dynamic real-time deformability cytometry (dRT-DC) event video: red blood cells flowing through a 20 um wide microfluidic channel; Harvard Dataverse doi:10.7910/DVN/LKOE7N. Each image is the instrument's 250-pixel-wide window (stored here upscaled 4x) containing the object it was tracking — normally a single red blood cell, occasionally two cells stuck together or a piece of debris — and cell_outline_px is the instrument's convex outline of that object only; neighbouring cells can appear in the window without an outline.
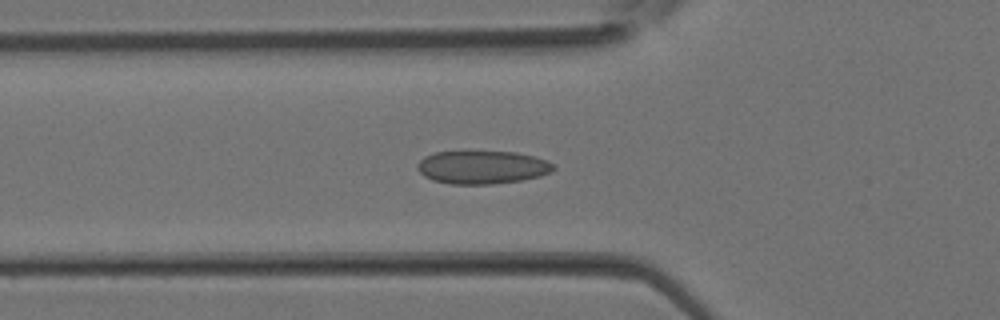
{"species": "Egyptian fruit bat (a non-hibernating species)", "species_latin": "Rousettus aegyptiacus", "temperature_condition": "room temperature", "stored_images_in_passage": 35, "camera_frame_rate_fps": 3000, "um_per_image_px": 0.085, "animal": {"sex": "female"}, "frame": {"image": 1, "passage_image": 13, "time_ms": 4.0, "image_size_px": [1000, 320], "cell_outline_px": [[556, 168], [552, 172], [540, 176], [524, 180], [492, 184], [452, 184], [432, 180], [424, 176], [416, 168], [416, 164], [424, 156], [436, 152], [516, 152], [536, 156], [548, 160], [556, 164]], "centroid_in_image_um": [41.04, 14.22], "position_along_channel_um": 84.8, "area_um2": 26.59}}
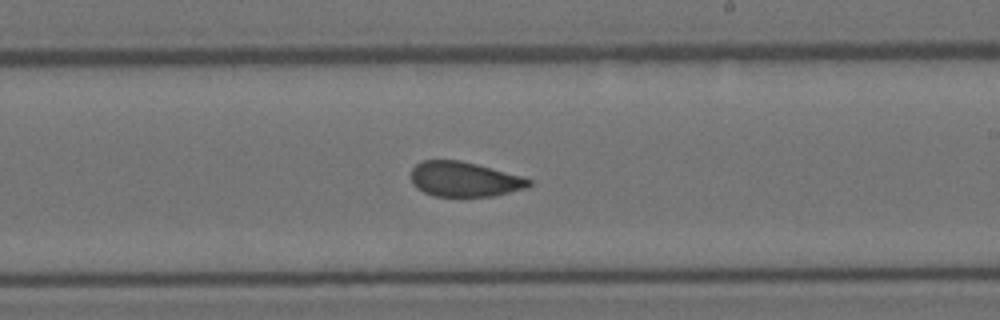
{"frame": {"image": 2, "passage_image": 22, "time_ms": 7.0, "image_size_px": [1000, 320], "cell_outline_px": [[532, 184], [524, 188], [492, 196], [460, 200], [432, 196], [416, 188], [412, 184], [412, 168], [416, 164], [424, 160], [460, 160], [476, 164], [520, 176], [532, 180]], "centroid_in_image_um": [39.41, 15.29], "position_along_channel_um": 249.6, "area_um2": 24.57}}
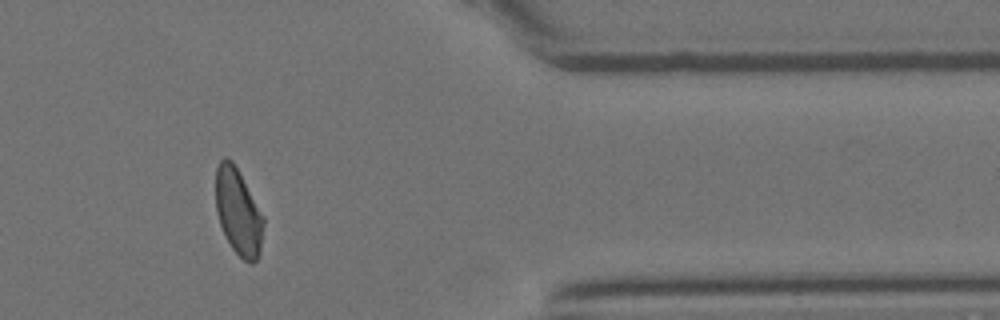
{"frame": {"image": 3, "passage_image": 31, "time_ms": 10.0, "image_size_px": [1000, 320], "cell_outline_px": [[264, 224], [260, 252], [256, 260], [252, 264], [244, 260], [232, 248], [220, 224], [216, 212], [216, 168], [220, 160], [224, 156], [228, 156], [232, 160], [264, 216]], "centroid_in_image_um": [20.25, 17.99], "position_along_channel_um": 391.1, "area_um2": 23.93}}